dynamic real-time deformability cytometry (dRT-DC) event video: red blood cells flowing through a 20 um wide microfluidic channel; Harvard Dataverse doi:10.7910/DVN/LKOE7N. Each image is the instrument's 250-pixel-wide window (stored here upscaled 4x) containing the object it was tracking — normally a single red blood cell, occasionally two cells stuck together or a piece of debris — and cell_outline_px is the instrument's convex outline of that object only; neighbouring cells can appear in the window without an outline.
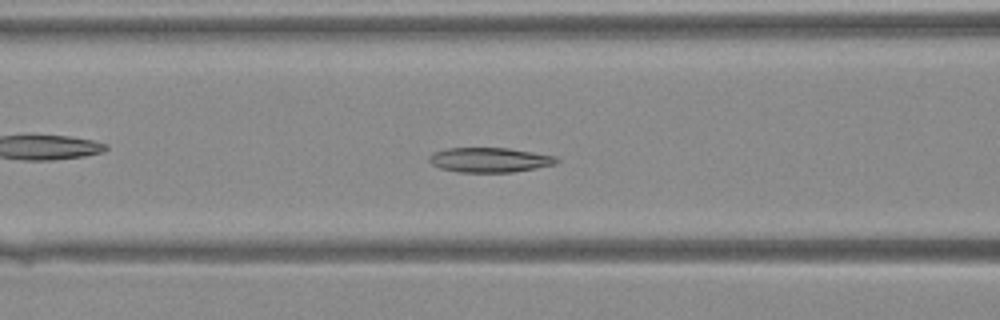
{"species": "Egyptian fruit bat (a non-hibernating species)", "species_latin": "Rousettus aegyptiacus", "temperature_condition": "warm", "stored_images_in_passage": 29, "camera_frame_rate_fps": 3000, "um_per_image_px": 0.085, "animal": {"sex": "female"}, "frame": {"image": 1, "passage_image": 5, "time_ms": 1.333, "image_size_px": [1000, 320], "cell_outline_px": [[560, 160], [556, 164], [536, 168], [512, 172], [460, 172], [440, 168], [432, 164], [428, 160], [428, 156], [436, 152], [448, 148], [508, 148], [556, 156]], "centroid_in_image_um": [41.64, 13.59], "position_along_channel_um": 125.0, "area_um2": 18.26}}
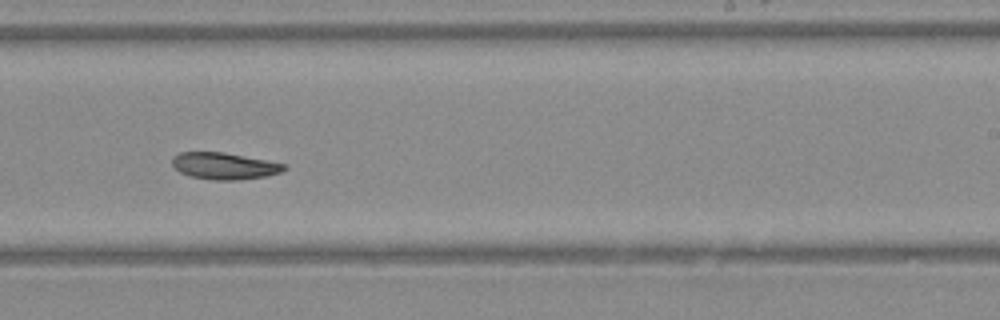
{"frame": {"image": 2, "passage_image": 14, "time_ms": 4.333, "image_size_px": [1000, 320], "cell_outline_px": [[288, 168], [280, 172], [268, 176], [240, 180], [212, 180], [192, 176], [180, 172], [172, 164], [172, 156], [180, 152], [224, 152], [284, 164]], "centroid_in_image_um": [19.06, 14.11], "position_along_channel_um": 269.9, "area_um2": 17.34}}
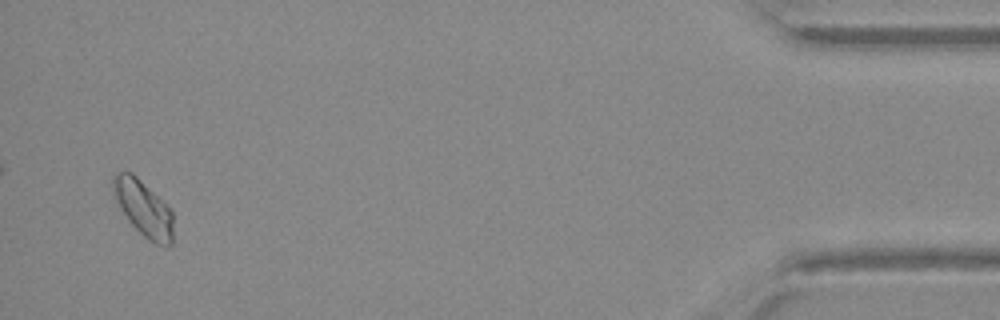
{"frame": {"image": 3, "passage_image": 28, "time_ms": 9.0, "image_size_px": [1000, 320], "cell_outline_px": [[172, 244], [168, 248], [156, 244], [148, 240], [128, 220], [116, 200], [112, 192], [112, 176], [116, 172], [132, 172], [172, 212]], "centroid_in_image_um": [12.17, 17.73], "position_along_channel_um": 423.0, "area_um2": 19.13}}